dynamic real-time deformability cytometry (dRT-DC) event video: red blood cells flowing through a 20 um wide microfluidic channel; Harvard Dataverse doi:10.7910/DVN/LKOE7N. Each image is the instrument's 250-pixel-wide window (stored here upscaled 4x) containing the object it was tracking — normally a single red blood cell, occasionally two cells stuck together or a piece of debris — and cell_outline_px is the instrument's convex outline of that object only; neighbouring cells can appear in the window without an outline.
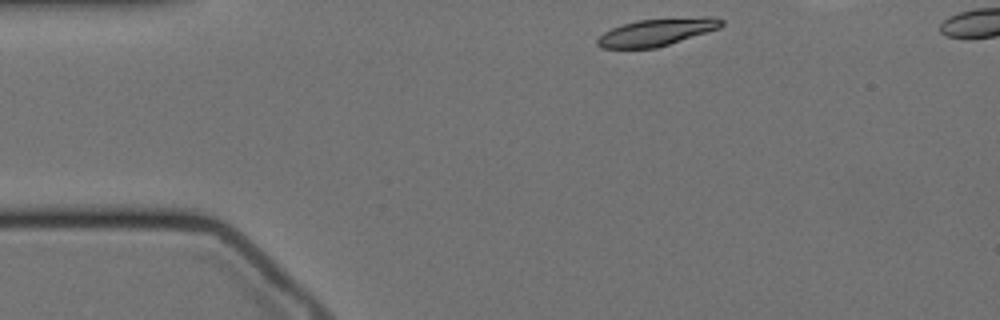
{"species": "Egyptian fruit bat (a non-hibernating species)", "species_latin": "Rousettus aegyptiacus", "temperature_condition": "cold", "stored_images_in_passage": 36, "camera_frame_rate_fps": 3000, "um_per_image_px": 0.085, "animal": {"sex": "female"}, "frame": {"image": 1, "passage_image": 1, "time_ms": 0.0, "image_size_px": [1000, 320], "cell_outline_px": [[724, 24], [720, 28], [656, 48], [604, 48], [596, 44], [596, 40], [604, 32], [612, 28], [624, 24], [640, 20], [704, 16], [712, 16], [724, 20]], "centroid_in_image_um": [55.87, 2.72], "position_along_channel_um": 29.1, "area_um2": 19.59}}
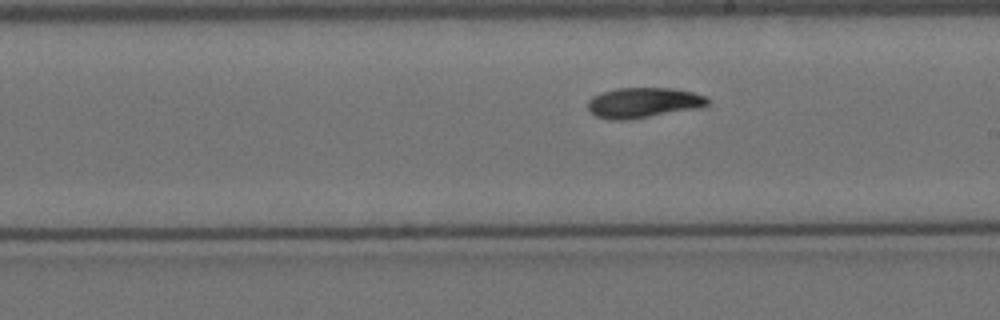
{"frame": {"image": 2, "passage_image": 23, "time_ms": 7.333, "image_size_px": [1000, 320], "cell_outline_px": [[708, 104], [700, 108], [628, 120], [608, 120], [596, 116], [588, 108], [588, 100], [592, 96], [616, 88], [668, 88], [692, 92], [704, 96], [708, 100]], "centroid_in_image_um": [54.66, 8.74], "position_along_channel_um": 234.3, "area_um2": 21.04}}
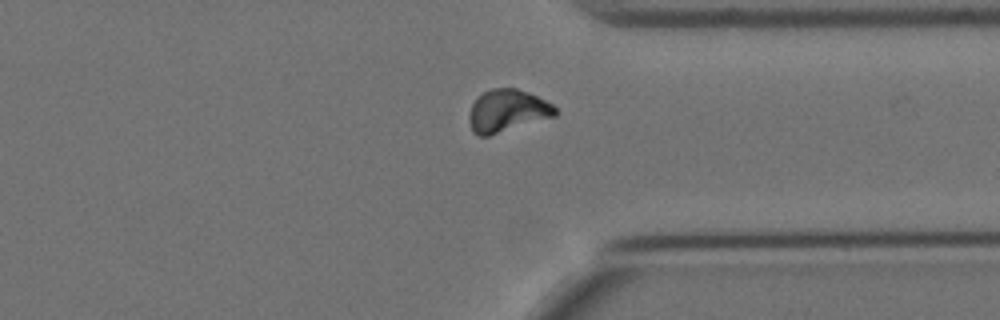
{"frame": {"image": 3, "passage_image": 35, "time_ms": 11.333, "image_size_px": [1000, 320], "cell_outline_px": [[556, 116], [488, 136], [480, 136], [472, 132], [468, 120], [468, 116], [472, 104], [484, 92], [492, 88], [516, 88], [528, 92], [552, 104], [556, 108]], "centroid_in_image_um": [43.1, 9.43], "position_along_channel_um": 368.3, "area_um2": 21.15}}